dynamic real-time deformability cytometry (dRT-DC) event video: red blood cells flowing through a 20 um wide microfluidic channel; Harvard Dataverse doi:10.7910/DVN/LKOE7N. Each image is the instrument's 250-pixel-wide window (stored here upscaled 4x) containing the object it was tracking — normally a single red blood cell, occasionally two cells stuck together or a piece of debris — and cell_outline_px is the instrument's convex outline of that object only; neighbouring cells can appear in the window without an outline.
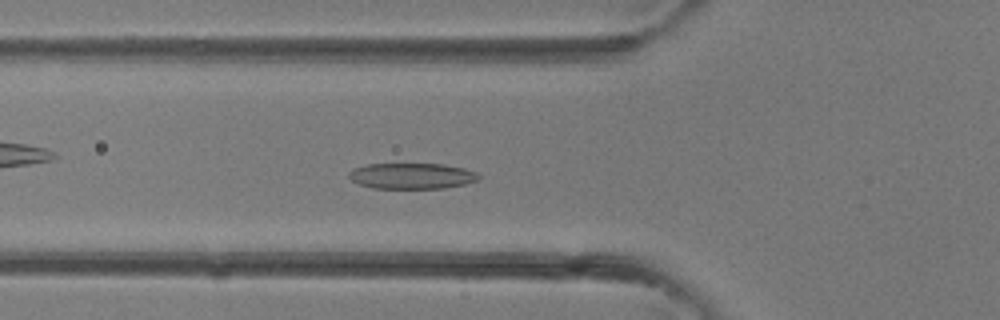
{"species": "common noctule bat (a hibernating species)", "species_latin": "Nyctalus noctula", "temperature_condition": "room temperature", "stored_images_in_passage": 30, "camera_frame_rate_fps": 3000, "um_per_image_px": 0.085, "animal": {"sex": "female"}, "frame": {"image": 1, "passage_image": 4, "time_ms": 1.0, "image_size_px": [1000, 320], "cell_outline_px": [[480, 180], [464, 184], [444, 188], [372, 188], [360, 184], [352, 180], [348, 176], [348, 172], [352, 168], [368, 164], [444, 164], [464, 168], [476, 172], [480, 176]], "centroid_in_image_um": [35.01, 14.95], "position_along_channel_um": 90.8, "area_um2": 19.59}}
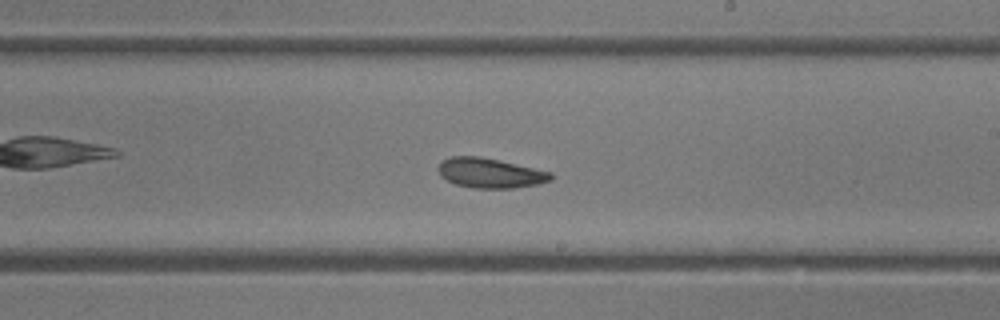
{"frame": {"image": 2, "passage_image": 13, "time_ms": 4.0, "image_size_px": [1000, 320], "cell_outline_px": [[552, 180], [536, 184], [512, 188], [472, 188], [456, 184], [440, 176], [436, 168], [444, 160], [452, 156], [480, 156], [500, 160], [552, 172]], "centroid_in_image_um": [41.65, 14.7], "position_along_channel_um": 247.4, "area_um2": 19.54}}
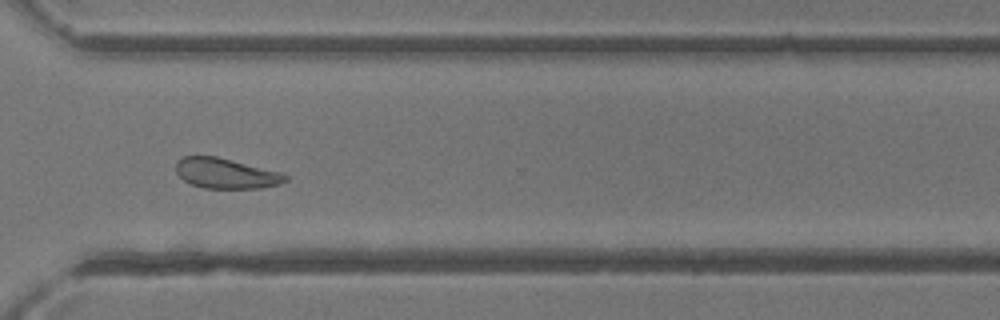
{"frame": {"image": 3, "passage_image": 19, "time_ms": 6.0, "image_size_px": [1000, 320], "cell_outline_px": [[288, 180], [280, 184], [260, 188], [204, 188], [192, 184], [184, 180], [176, 172], [176, 160], [184, 156], [216, 156], [284, 172], [288, 176]], "centroid_in_image_um": [19.24, 14.73], "position_along_channel_um": 351.4, "area_um2": 19.48}}